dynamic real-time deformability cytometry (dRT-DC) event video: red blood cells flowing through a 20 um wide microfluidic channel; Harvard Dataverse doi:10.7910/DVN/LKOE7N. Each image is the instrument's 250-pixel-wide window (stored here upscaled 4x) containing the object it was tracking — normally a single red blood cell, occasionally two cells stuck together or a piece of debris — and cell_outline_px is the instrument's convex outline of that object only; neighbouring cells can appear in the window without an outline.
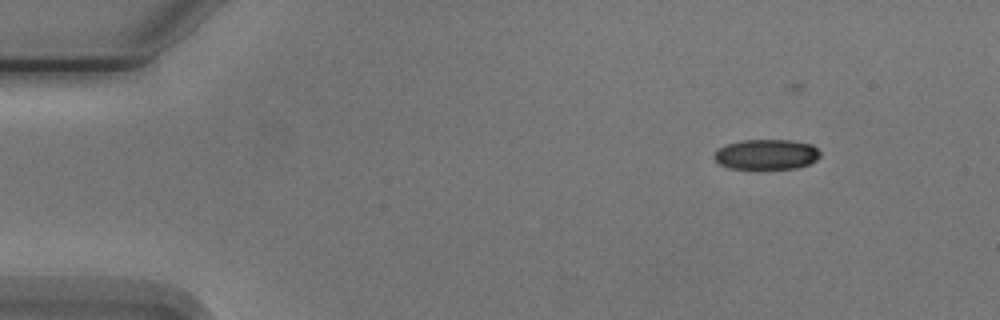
{"species": "Egyptian fruit bat (a non-hibernating species)", "species_latin": "Rousettus aegyptiacus", "temperature_condition": "cold", "stored_images_in_passage": 5, "segment_of_instrument_passage": [1, 2], "camera_frame_rate_fps": 3000, "um_per_image_px": 0.085, "animal": {"sex": "male"}, "frame": {"image": 1, "passage_image": 1, "time_ms": 0.0, "image_size_px": [1000, 320], "cell_outline_px": [[820, 156], [816, 160], [808, 164], [796, 168], [728, 168], [720, 164], [712, 156], [720, 148], [728, 144], [740, 140], [792, 140], [812, 144], [820, 152]], "centroid_in_image_um": [65.16, 13.11], "position_along_channel_um": 19.8, "area_um2": 18.5}}